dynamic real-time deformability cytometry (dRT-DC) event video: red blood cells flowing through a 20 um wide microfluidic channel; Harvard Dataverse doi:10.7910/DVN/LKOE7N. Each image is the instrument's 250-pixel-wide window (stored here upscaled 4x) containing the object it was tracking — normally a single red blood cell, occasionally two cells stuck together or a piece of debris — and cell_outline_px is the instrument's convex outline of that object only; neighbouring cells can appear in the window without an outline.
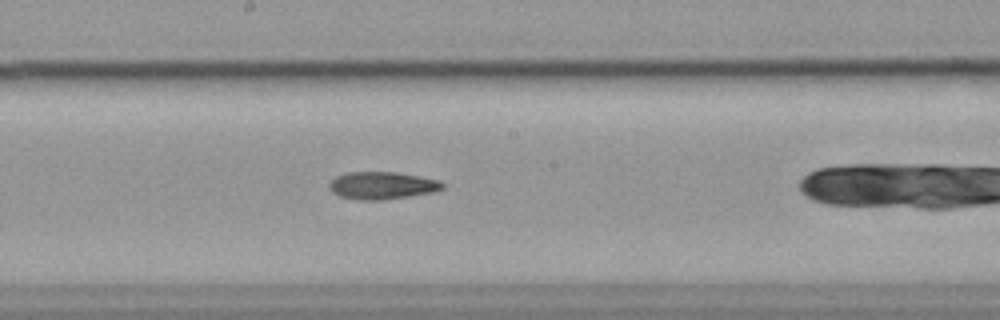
{"species": "common noctule bat (a hibernating species)", "species_latin": "Nyctalus noctula", "temperature_condition": "cold", "stored_images_in_passage": 35, "camera_frame_rate_fps": 3000, "um_per_image_px": 0.085, "animal": {"sex": "female", "body_mass_g": 19.9}, "frame": {"image": 1, "passage_image": 20, "time_ms": 6.333, "image_size_px": [1000, 320], "cell_outline_px": [[444, 188], [436, 192], [380, 200], [360, 200], [340, 196], [332, 192], [328, 184], [336, 176], [348, 172], [396, 172], [436, 180], [444, 184]], "centroid_in_image_um": [32.46, 15.77], "position_along_channel_um": 215.7, "area_um2": 17.92}}